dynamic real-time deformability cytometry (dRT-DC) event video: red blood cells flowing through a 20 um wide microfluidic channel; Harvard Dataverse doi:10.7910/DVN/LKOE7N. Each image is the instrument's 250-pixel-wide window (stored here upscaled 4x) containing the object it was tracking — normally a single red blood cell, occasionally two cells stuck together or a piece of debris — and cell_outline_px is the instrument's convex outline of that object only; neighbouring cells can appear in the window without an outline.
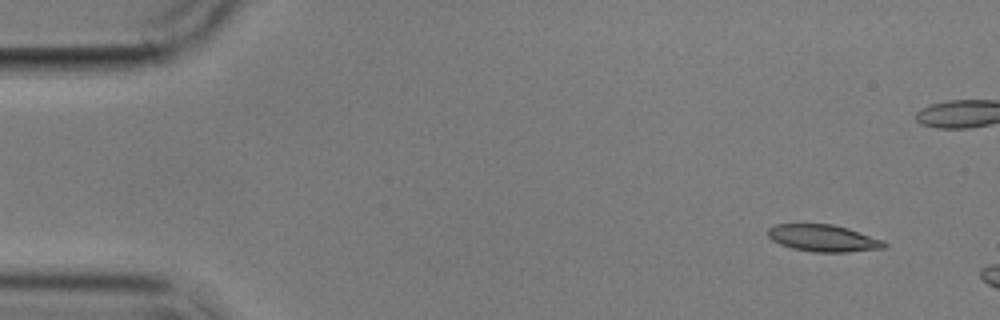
{"species": "common noctule bat (a hibernating species)", "species_latin": "Nyctalus noctula", "temperature_condition": "cold", "stored_images_in_passage": 3, "camera_frame_rate_fps": 3000, "um_per_image_px": 0.085, "animal": {"sex": "male", "body_mass_g": 17.9}, "frame": {"image": 1, "passage_image": 1, "time_ms": 0.0, "image_size_px": [1000, 320], "cell_outline_px": [[888, 244], [884, 248], [848, 252], [812, 252], [792, 248], [780, 244], [772, 240], [768, 236], [768, 228], [776, 224], [832, 224], [848, 228], [884, 240]], "centroid_in_image_um": [69.99, 20.24], "position_along_channel_um": 15.0, "area_um2": 18.32}}